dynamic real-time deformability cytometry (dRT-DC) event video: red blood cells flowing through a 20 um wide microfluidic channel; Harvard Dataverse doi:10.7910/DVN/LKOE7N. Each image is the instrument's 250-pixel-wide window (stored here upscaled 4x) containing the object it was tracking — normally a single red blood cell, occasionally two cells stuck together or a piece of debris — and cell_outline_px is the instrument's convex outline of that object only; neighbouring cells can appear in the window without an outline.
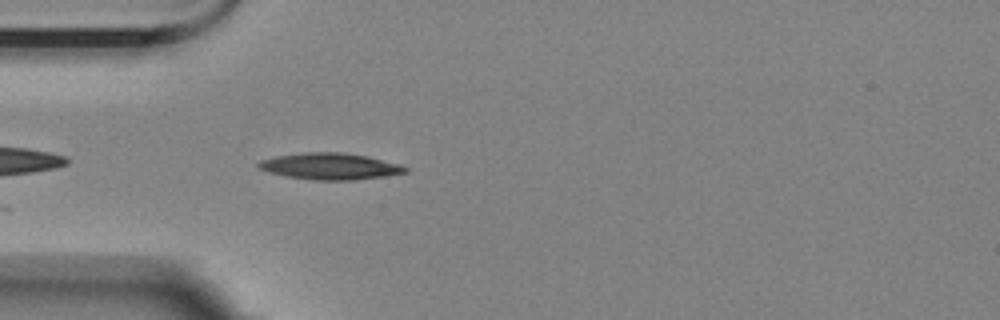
{"species": "Egyptian fruit bat (a non-hibernating species)", "species_latin": "Rousettus aegyptiacus", "temperature_condition": "room temperature", "stored_images_in_passage": 33, "camera_frame_rate_fps": 3000, "um_per_image_px": 0.085, "animal": {"sex": "female"}, "frame": {"image": 1, "passage_image": 3, "time_ms": 0.667, "image_size_px": [1000, 320], "cell_outline_px": [[408, 172], [384, 176], [352, 180], [316, 180], [288, 176], [272, 172], [260, 168], [256, 164], [260, 160], [276, 156], [304, 152], [344, 152], [368, 156], [400, 164], [408, 168]], "centroid_in_image_um": [28.1, 14.12], "position_along_channel_um": 56.9, "area_um2": 22.48}}
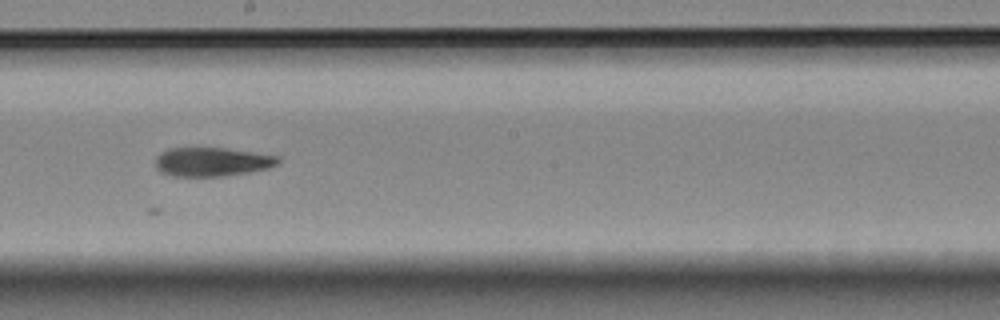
{"frame": {"image": 2, "passage_image": 18, "time_ms": 5.667, "image_size_px": [1000, 320], "cell_outline_px": [[280, 160], [276, 164], [268, 168], [248, 172], [224, 176], [172, 176], [160, 172], [156, 168], [156, 156], [168, 148], [224, 148], [280, 156]], "centroid_in_image_um": [18.0, 13.76], "position_along_channel_um": 230.2, "area_um2": 20.58}}
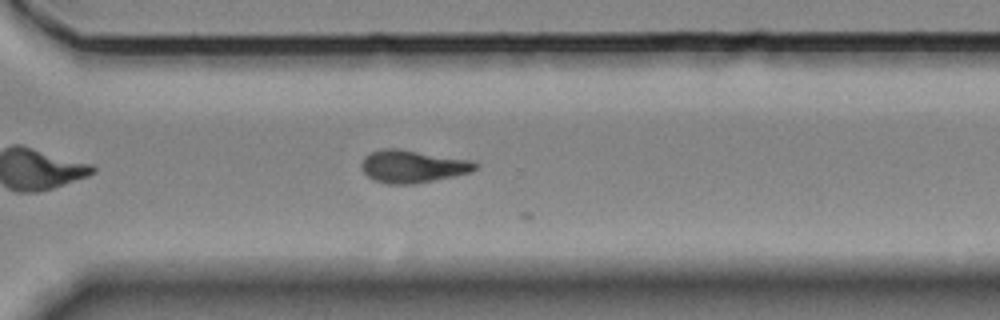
{"frame": {"image": 3, "passage_image": 27, "time_ms": 8.667, "image_size_px": [1000, 320], "cell_outline_px": [[480, 164], [472, 172], [412, 184], [388, 184], [376, 180], [368, 176], [364, 172], [360, 164], [364, 156], [372, 152], [384, 148], [396, 148], [476, 160]], "centroid_in_image_um": [35.12, 14.12], "position_along_channel_um": 335.5, "area_um2": 21.68}}